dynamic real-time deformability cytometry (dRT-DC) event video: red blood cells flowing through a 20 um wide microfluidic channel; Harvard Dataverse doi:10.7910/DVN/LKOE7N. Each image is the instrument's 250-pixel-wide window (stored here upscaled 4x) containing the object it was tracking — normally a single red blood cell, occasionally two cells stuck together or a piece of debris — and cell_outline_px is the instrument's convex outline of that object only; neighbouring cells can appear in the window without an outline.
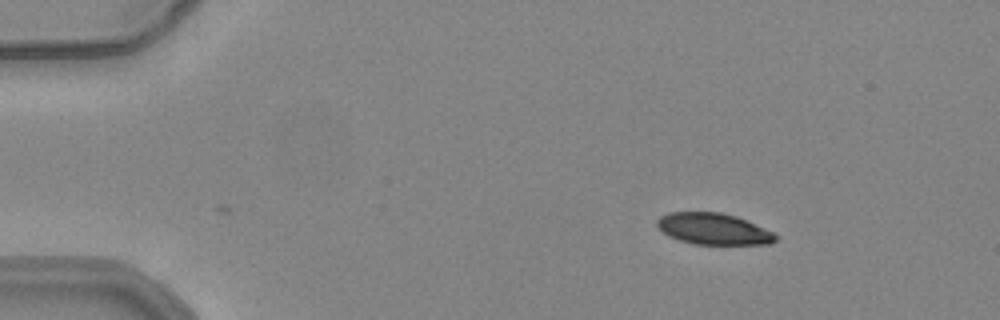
{"species": "common noctule bat (a hibernating species)", "species_latin": "Nyctalus noctula", "temperature_condition": "warm", "stored_images_in_passage": 39, "camera_frame_rate_fps": 3000, "um_per_image_px": 0.085, "animal": {"sex": "female", "body_mass_g": 24.6, "forearm_length_mm": 56.2}, "frame": {"image": 1, "passage_image": 1, "time_ms": 0.0, "image_size_px": [1000, 320], "cell_outline_px": [[780, 236], [776, 240], [768, 244], [692, 244], [668, 236], [656, 224], [656, 220], [660, 216], [668, 212], [720, 212], [736, 216], [764, 228]], "centroid_in_image_um": [60.63, 19.45], "position_along_channel_um": 24.4, "area_um2": 21.62}}
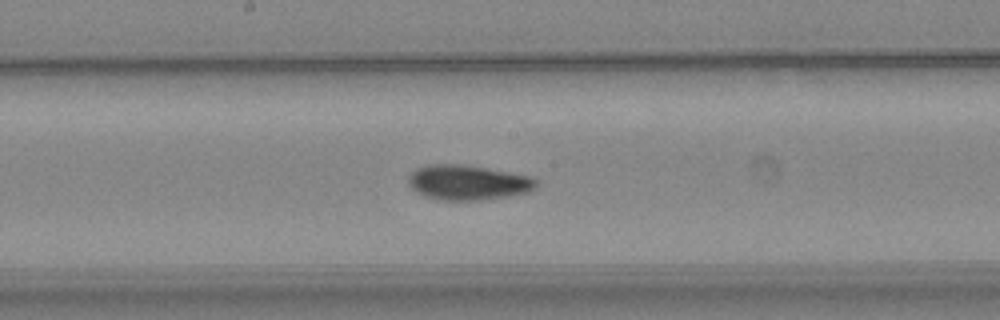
{"frame": {"image": 2, "passage_image": 22, "time_ms": 7.0, "image_size_px": [1000, 320], "cell_outline_px": [[540, 184], [536, 188], [528, 192], [512, 196], [484, 200], [440, 200], [416, 192], [408, 184], [408, 176], [416, 168], [428, 164], [464, 164], [532, 176]], "centroid_in_image_um": [39.81, 15.51], "position_along_channel_um": 208.4, "area_um2": 26.36}}
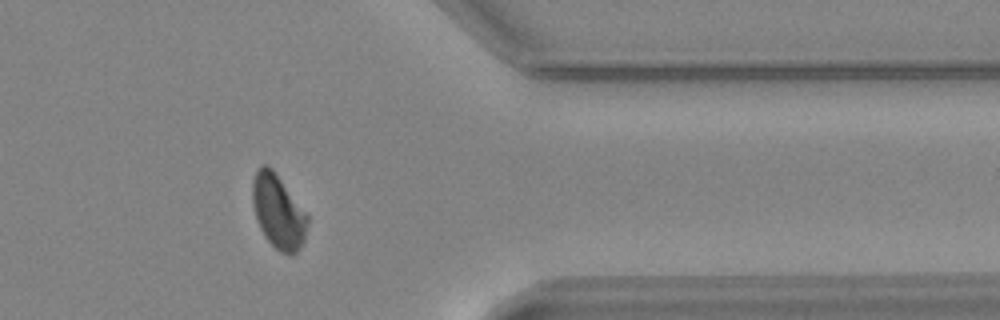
{"frame": {"image": 3, "passage_image": 37, "time_ms": 12.0, "image_size_px": [1000, 320], "cell_outline_px": [[308, 224], [304, 244], [292, 256], [288, 256], [280, 252], [264, 236], [256, 220], [252, 204], [252, 180], [256, 168], [260, 164], [268, 164], [272, 168], [308, 216]], "centroid_in_image_um": [23.63, 17.99], "position_along_channel_um": 387.8, "area_um2": 23.99}, "authors_computed_cell_mechanics": {"area_um2": 24.7384, "velocity_mm_per_s": 3.8792, "shape_relaxation_time_tau1_ms": 6.9078, "shape_relaxation_time_tau2_ms": 1.8075, "deformation_change_tau1": 0.1814, "deformation_change_tau2": 0.0585}}